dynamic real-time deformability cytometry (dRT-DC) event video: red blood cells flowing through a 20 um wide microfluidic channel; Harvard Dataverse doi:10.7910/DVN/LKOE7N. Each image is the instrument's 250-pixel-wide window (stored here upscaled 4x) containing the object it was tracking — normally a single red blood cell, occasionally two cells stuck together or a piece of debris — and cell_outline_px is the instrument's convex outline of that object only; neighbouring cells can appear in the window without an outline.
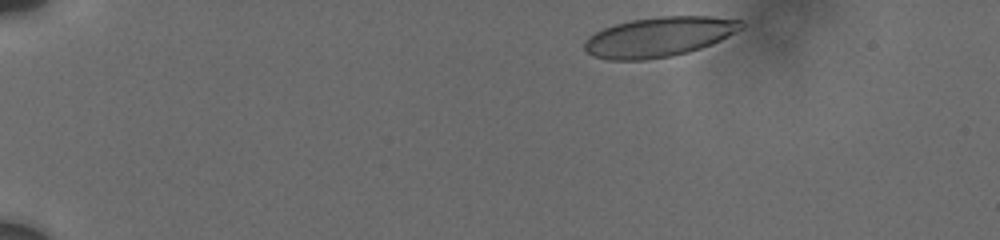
{"species": "human", "species_latin": "Homo sapiens", "temperature_condition": "cold", "stored_images_in_passage": 14, "camera_frame_rate_fps": 3000, "um_per_image_px": 0.085, "donor": {"sex": "male"}, "frame": {"image": 1, "passage_image": 1, "time_ms": 0.0, "image_size_px": [1000, 240], "cell_outline_px": [[744, 28], [712, 44], [688, 52], [672, 56], [644, 60], [608, 60], [592, 56], [584, 48], [584, 40], [588, 36], [604, 28], [616, 24], [632, 20], [660, 16], [708, 16], [740, 20], [744, 24]], "centroid_in_image_um": [56.01, 3.14], "position_along_channel_um": 29.0, "area_um2": 36.36}}
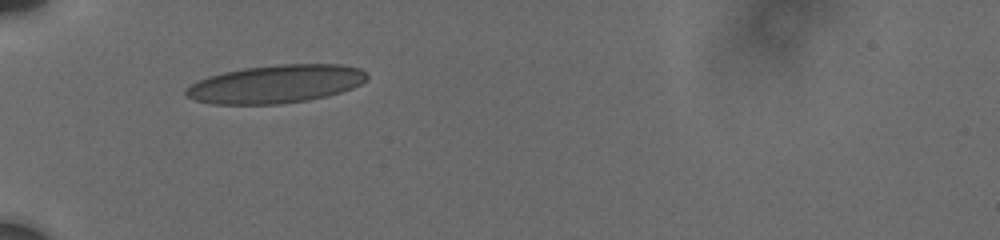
{"frame": {"image": 2, "passage_image": 8, "time_ms": 3.333, "image_size_px": [1000, 240], "cell_outline_px": [[368, 76], [360, 84], [352, 88], [328, 96], [308, 100], [280, 104], [212, 104], [196, 100], [188, 96], [184, 92], [184, 88], [208, 76], [224, 72], [244, 68], [280, 64], [340, 64], [360, 68], [368, 72]], "centroid_in_image_um": [23.47, 7.14], "position_along_channel_um": 61.5, "area_um2": 40.23}}
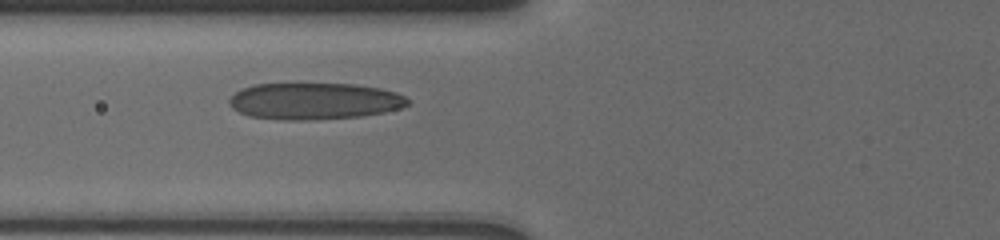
{"frame": {"image": 3, "passage_image": 12, "time_ms": 4.667, "image_size_px": [1000, 240], "cell_outline_px": [[408, 104], [400, 108], [384, 112], [360, 116], [308, 120], [284, 120], [248, 116], [232, 108], [228, 104], [228, 100], [240, 88], [252, 84], [352, 84], [380, 88], [396, 92], [404, 96], [408, 100]], "centroid_in_image_um": [26.67, 8.59], "position_along_channel_um": 99.1, "area_um2": 38.09}}